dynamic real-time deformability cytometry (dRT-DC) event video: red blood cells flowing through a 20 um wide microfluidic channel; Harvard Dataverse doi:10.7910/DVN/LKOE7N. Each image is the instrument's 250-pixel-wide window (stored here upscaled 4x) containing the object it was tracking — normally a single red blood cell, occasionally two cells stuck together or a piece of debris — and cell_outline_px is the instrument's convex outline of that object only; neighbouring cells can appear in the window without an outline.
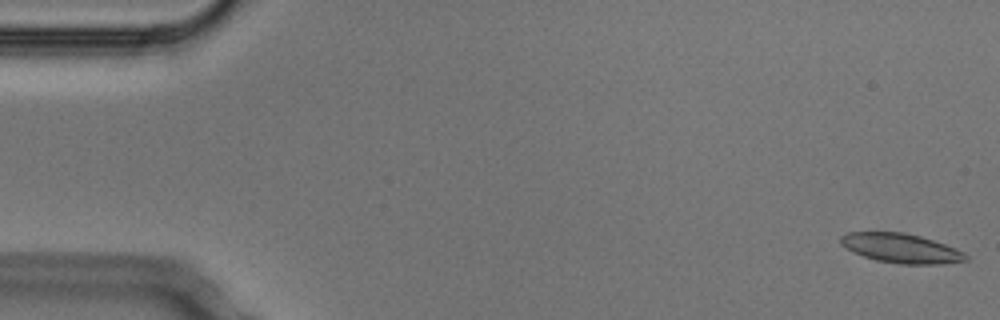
{"species": "Egyptian fruit bat (a non-hibernating species)", "species_latin": "Rousettus aegyptiacus", "temperature_condition": "cold", "stored_images_in_passage": 4, "camera_frame_rate_fps": 3000, "um_per_image_px": 0.085, "animal": {"sex": "male"}, "frame": {"image": 1, "passage_image": 1, "time_ms": 0.0, "image_size_px": [1000, 320], "cell_outline_px": [[968, 260], [940, 264], [900, 264], [876, 260], [852, 252], [840, 244], [840, 236], [848, 232], [904, 232], [920, 236], [956, 248], [964, 252], [968, 256]], "centroid_in_image_um": [76.58, 21.1], "position_along_channel_um": 8.4, "area_um2": 21.44}}